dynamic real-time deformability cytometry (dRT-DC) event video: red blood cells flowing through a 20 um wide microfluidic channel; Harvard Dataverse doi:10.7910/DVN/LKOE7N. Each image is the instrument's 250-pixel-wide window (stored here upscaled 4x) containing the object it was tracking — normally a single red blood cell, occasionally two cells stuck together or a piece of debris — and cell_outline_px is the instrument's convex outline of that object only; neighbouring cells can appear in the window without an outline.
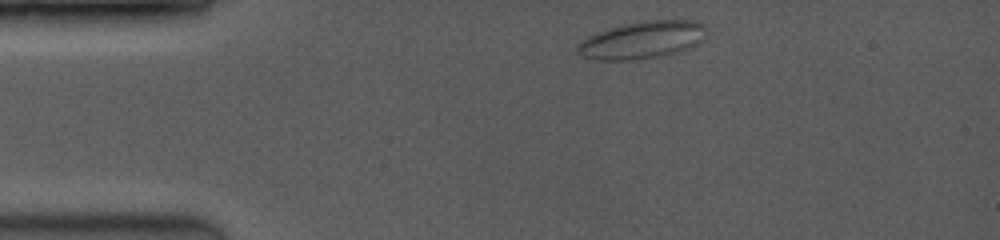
{"species": "common noctule bat (a hibernating species)", "species_latin": "Nyctalus noctula", "temperature_condition": "room temperature", "stored_images_in_passage": 8, "camera_frame_rate_fps": 3500, "um_per_image_px": 0.085, "animal": {"sex": "female", "body_mass_g": 19.0, "forearm_length_mm": 53.3}, "frame": {"image": 1, "passage_image": 1, "time_ms": 0.0, "image_size_px": [1000, 240], "cell_outline_px": [[704, 40], [688, 48], [676, 52], [656, 56], [632, 60], [596, 60], [584, 56], [576, 52], [576, 44], [588, 36], [612, 28], [628, 24], [652, 20], [692, 20], [704, 24]], "centroid_in_image_um": [54.57, 3.41], "position_along_channel_um": 30.4, "area_um2": 27.51}}
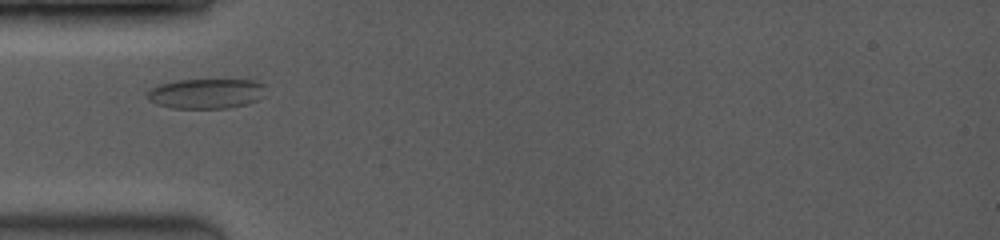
{"frame": {"image": 2, "passage_image": 6, "time_ms": 2.286, "image_size_px": [1000, 240], "cell_outline_px": [[264, 84], [256, 100], [248, 104], [228, 108], [172, 108], [156, 104], [148, 100], [148, 92], [152, 88], [164, 84], [180, 80], [252, 80]], "centroid_in_image_um": [17.48, 7.97], "position_along_channel_um": 67.5, "area_um2": 20.11}}
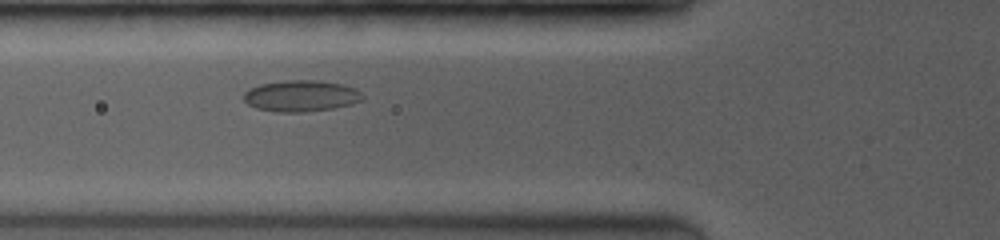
{"frame": {"image": 3, "passage_image": 8, "time_ms": 3.143, "image_size_px": [1000, 240], "cell_outline_px": [[364, 100], [352, 104], [332, 108], [304, 112], [276, 112], [256, 108], [248, 104], [244, 100], [244, 92], [260, 84], [284, 80], [320, 80], [344, 84], [360, 92], [364, 96]], "centroid_in_image_um": [25.6, 8.15], "position_along_channel_um": 100.2, "area_um2": 21.73}}